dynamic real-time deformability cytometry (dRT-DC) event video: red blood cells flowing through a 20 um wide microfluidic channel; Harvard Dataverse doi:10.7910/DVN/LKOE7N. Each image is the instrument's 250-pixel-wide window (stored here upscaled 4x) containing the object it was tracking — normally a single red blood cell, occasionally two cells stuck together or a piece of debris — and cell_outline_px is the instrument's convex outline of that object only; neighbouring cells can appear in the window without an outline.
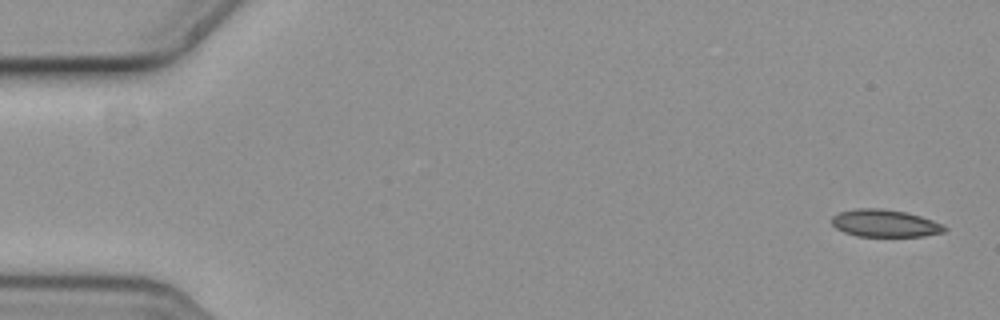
{"species": "common noctule bat (a hibernating species)", "species_latin": "Nyctalus noctula", "temperature_condition": "cold", "stored_images_in_passage": 5, "camera_frame_rate_fps": 3000, "um_per_image_px": 0.085, "animal": {"sex": "female", "body_mass_g": 19.3, "forearm_length_mm": 54.1}, "frame": {"image": 1, "passage_image": 1, "time_ms": 0.0, "image_size_px": [1000, 320], "cell_outline_px": [[948, 228], [944, 232], [924, 236], [856, 236], [844, 232], [836, 228], [832, 224], [832, 216], [840, 212], [856, 208], [880, 208], [904, 212], [920, 216], [932, 220]], "centroid_in_image_um": [75.19, 18.98], "position_along_channel_um": 9.8, "area_um2": 17.86}}